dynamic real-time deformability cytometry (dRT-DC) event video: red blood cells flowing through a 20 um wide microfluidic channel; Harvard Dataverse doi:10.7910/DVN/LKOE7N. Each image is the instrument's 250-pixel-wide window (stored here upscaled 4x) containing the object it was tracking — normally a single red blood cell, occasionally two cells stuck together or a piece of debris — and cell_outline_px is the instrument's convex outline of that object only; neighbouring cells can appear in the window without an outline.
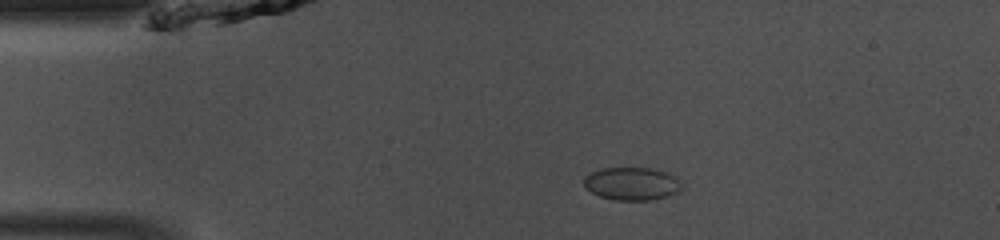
{"species": "common noctule bat (a hibernating species)", "species_latin": "Nyctalus noctula", "temperature_condition": "room temperature", "stored_images_in_passage": 45, "camera_frame_rate_fps": 3000, "um_per_image_px": 0.085, "animal": {"sex": "male", "body_mass_g": 13.0, "forearm_length_mm": 53.1}, "frame": {"image": 1, "passage_image": 7, "time_ms": 2.0, "image_size_px": [1000, 240], "cell_outline_px": [[684, 188], [680, 192], [668, 196], [648, 200], [616, 200], [600, 196], [592, 192], [584, 184], [584, 176], [600, 168], [652, 168], [668, 172], [676, 176], [684, 184]], "centroid_in_image_um": [53.79, 15.6], "position_along_channel_um": 31.2, "area_um2": 19.02}}
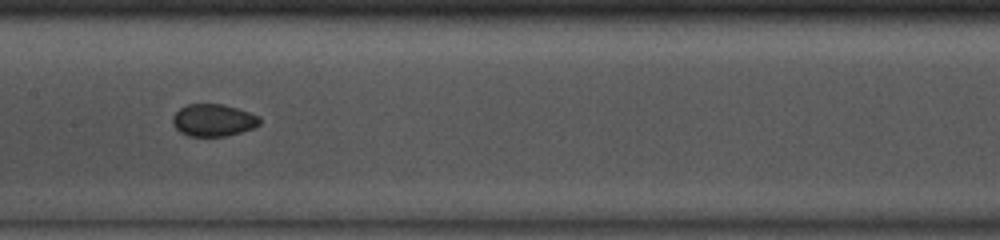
{"frame": {"image": 2, "passage_image": 21, "time_ms": 6.667, "image_size_px": [1000, 240], "cell_outline_px": [[260, 124], [252, 128], [240, 132], [224, 136], [188, 136], [180, 132], [172, 124], [172, 116], [180, 108], [188, 104], [220, 104], [236, 108], [260, 116]], "centroid_in_image_um": [18.1, 10.22], "position_along_channel_um": 189.3, "area_um2": 16.24}}
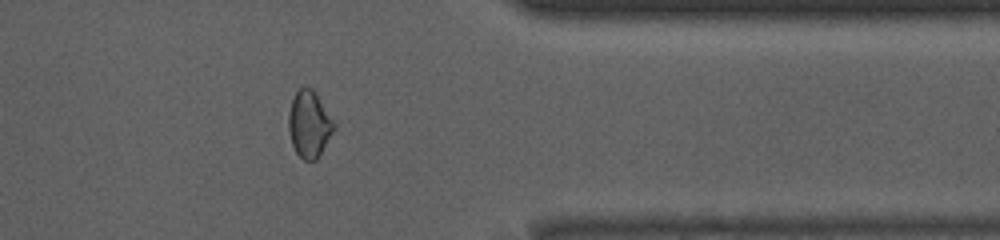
{"frame": {"image": 3, "passage_image": 36, "time_ms": 11.667, "image_size_px": [1000, 240], "cell_outline_px": [[336, 128], [316, 160], [304, 160], [296, 152], [292, 144], [288, 132], [288, 112], [292, 100], [296, 92], [300, 88], [312, 88], [336, 124]], "centroid_in_image_um": [26.28, 10.57], "position_along_channel_um": 385.1, "area_um2": 17.51}, "authors_computed_cell_mechanics": {"area_um2": 17.1666, "velocity_mm_per_s": 4.1582, "shape_relaxation_time_tau1_ms": null, "shape_relaxation_time_tau2_ms": 1.0694, "deformation_change_tau1": null, "deformation_change_tau2": 0.0395}}